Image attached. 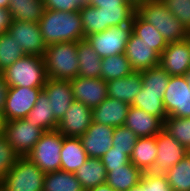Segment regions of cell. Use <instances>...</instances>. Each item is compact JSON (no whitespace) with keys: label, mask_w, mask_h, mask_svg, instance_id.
I'll list each match as a JSON object with an SVG mask.
<instances>
[{"label":"cell","mask_w":190,"mask_h":191,"mask_svg":"<svg viewBox=\"0 0 190 191\" xmlns=\"http://www.w3.org/2000/svg\"><path fill=\"white\" fill-rule=\"evenodd\" d=\"M8 34L12 36L26 55L43 57L47 46L43 41L38 23L13 20Z\"/></svg>","instance_id":"cell-12"},{"label":"cell","mask_w":190,"mask_h":191,"mask_svg":"<svg viewBox=\"0 0 190 191\" xmlns=\"http://www.w3.org/2000/svg\"><path fill=\"white\" fill-rule=\"evenodd\" d=\"M9 86L0 73V112H3L6 104V96Z\"/></svg>","instance_id":"cell-46"},{"label":"cell","mask_w":190,"mask_h":191,"mask_svg":"<svg viewBox=\"0 0 190 191\" xmlns=\"http://www.w3.org/2000/svg\"><path fill=\"white\" fill-rule=\"evenodd\" d=\"M60 169L75 173L89 158L79 137L63 136V145L60 152Z\"/></svg>","instance_id":"cell-22"},{"label":"cell","mask_w":190,"mask_h":191,"mask_svg":"<svg viewBox=\"0 0 190 191\" xmlns=\"http://www.w3.org/2000/svg\"><path fill=\"white\" fill-rule=\"evenodd\" d=\"M127 191H144V173L142 175V178L136 186L131 187Z\"/></svg>","instance_id":"cell-49"},{"label":"cell","mask_w":190,"mask_h":191,"mask_svg":"<svg viewBox=\"0 0 190 191\" xmlns=\"http://www.w3.org/2000/svg\"><path fill=\"white\" fill-rule=\"evenodd\" d=\"M132 32L146 42L152 45V49L159 55L167 47L168 43L159 31L149 22L145 21L137 12L132 19Z\"/></svg>","instance_id":"cell-28"},{"label":"cell","mask_w":190,"mask_h":191,"mask_svg":"<svg viewBox=\"0 0 190 191\" xmlns=\"http://www.w3.org/2000/svg\"><path fill=\"white\" fill-rule=\"evenodd\" d=\"M188 42L190 43V31H188V35H187V38Z\"/></svg>","instance_id":"cell-54"},{"label":"cell","mask_w":190,"mask_h":191,"mask_svg":"<svg viewBox=\"0 0 190 191\" xmlns=\"http://www.w3.org/2000/svg\"><path fill=\"white\" fill-rule=\"evenodd\" d=\"M126 1L132 4L135 8H137L139 5L144 4L149 0H126Z\"/></svg>","instance_id":"cell-51"},{"label":"cell","mask_w":190,"mask_h":191,"mask_svg":"<svg viewBox=\"0 0 190 191\" xmlns=\"http://www.w3.org/2000/svg\"><path fill=\"white\" fill-rule=\"evenodd\" d=\"M62 145L63 135L58 130L46 131L26 157L45 174L54 172L60 170Z\"/></svg>","instance_id":"cell-6"},{"label":"cell","mask_w":190,"mask_h":191,"mask_svg":"<svg viewBox=\"0 0 190 191\" xmlns=\"http://www.w3.org/2000/svg\"><path fill=\"white\" fill-rule=\"evenodd\" d=\"M132 34V23L110 27L103 32L90 34L85 39L101 58L125 53Z\"/></svg>","instance_id":"cell-7"},{"label":"cell","mask_w":190,"mask_h":191,"mask_svg":"<svg viewBox=\"0 0 190 191\" xmlns=\"http://www.w3.org/2000/svg\"><path fill=\"white\" fill-rule=\"evenodd\" d=\"M13 21L8 8H0V34L7 33Z\"/></svg>","instance_id":"cell-45"},{"label":"cell","mask_w":190,"mask_h":191,"mask_svg":"<svg viewBox=\"0 0 190 191\" xmlns=\"http://www.w3.org/2000/svg\"><path fill=\"white\" fill-rule=\"evenodd\" d=\"M108 97L132 104L142 89L141 71H133L130 75L106 82Z\"/></svg>","instance_id":"cell-21"},{"label":"cell","mask_w":190,"mask_h":191,"mask_svg":"<svg viewBox=\"0 0 190 191\" xmlns=\"http://www.w3.org/2000/svg\"><path fill=\"white\" fill-rule=\"evenodd\" d=\"M163 104L167 116L190 118V89L186 75L170 76Z\"/></svg>","instance_id":"cell-9"},{"label":"cell","mask_w":190,"mask_h":191,"mask_svg":"<svg viewBox=\"0 0 190 191\" xmlns=\"http://www.w3.org/2000/svg\"><path fill=\"white\" fill-rule=\"evenodd\" d=\"M137 137H153L163 129V122L156 116L130 105L124 123Z\"/></svg>","instance_id":"cell-20"},{"label":"cell","mask_w":190,"mask_h":191,"mask_svg":"<svg viewBox=\"0 0 190 191\" xmlns=\"http://www.w3.org/2000/svg\"><path fill=\"white\" fill-rule=\"evenodd\" d=\"M159 65L170 76H183L190 72V43L188 40L168 43L159 58Z\"/></svg>","instance_id":"cell-14"},{"label":"cell","mask_w":190,"mask_h":191,"mask_svg":"<svg viewBox=\"0 0 190 191\" xmlns=\"http://www.w3.org/2000/svg\"><path fill=\"white\" fill-rule=\"evenodd\" d=\"M165 175L173 191H190V152Z\"/></svg>","instance_id":"cell-34"},{"label":"cell","mask_w":190,"mask_h":191,"mask_svg":"<svg viewBox=\"0 0 190 191\" xmlns=\"http://www.w3.org/2000/svg\"><path fill=\"white\" fill-rule=\"evenodd\" d=\"M45 9L58 11H79L86 0H43Z\"/></svg>","instance_id":"cell-44"},{"label":"cell","mask_w":190,"mask_h":191,"mask_svg":"<svg viewBox=\"0 0 190 191\" xmlns=\"http://www.w3.org/2000/svg\"><path fill=\"white\" fill-rule=\"evenodd\" d=\"M9 87L43 88L46 68L43 57L25 55L1 72Z\"/></svg>","instance_id":"cell-4"},{"label":"cell","mask_w":190,"mask_h":191,"mask_svg":"<svg viewBox=\"0 0 190 191\" xmlns=\"http://www.w3.org/2000/svg\"><path fill=\"white\" fill-rule=\"evenodd\" d=\"M77 53L79 61L78 76L101 78L102 58L92 49V46L86 39L78 41Z\"/></svg>","instance_id":"cell-24"},{"label":"cell","mask_w":190,"mask_h":191,"mask_svg":"<svg viewBox=\"0 0 190 191\" xmlns=\"http://www.w3.org/2000/svg\"><path fill=\"white\" fill-rule=\"evenodd\" d=\"M141 79L142 91L161 92V95H164L170 75L160 65H157L150 69L142 70Z\"/></svg>","instance_id":"cell-35"},{"label":"cell","mask_w":190,"mask_h":191,"mask_svg":"<svg viewBox=\"0 0 190 191\" xmlns=\"http://www.w3.org/2000/svg\"><path fill=\"white\" fill-rule=\"evenodd\" d=\"M105 166L106 173L112 168H123L130 162V157L124 151L115 150L113 147L100 158Z\"/></svg>","instance_id":"cell-42"},{"label":"cell","mask_w":190,"mask_h":191,"mask_svg":"<svg viewBox=\"0 0 190 191\" xmlns=\"http://www.w3.org/2000/svg\"><path fill=\"white\" fill-rule=\"evenodd\" d=\"M102 32L110 27L131 24L136 8L132 4L102 5Z\"/></svg>","instance_id":"cell-29"},{"label":"cell","mask_w":190,"mask_h":191,"mask_svg":"<svg viewBox=\"0 0 190 191\" xmlns=\"http://www.w3.org/2000/svg\"><path fill=\"white\" fill-rule=\"evenodd\" d=\"M137 140V135L126 126L114 127L112 147L115 150L124 151L130 157Z\"/></svg>","instance_id":"cell-39"},{"label":"cell","mask_w":190,"mask_h":191,"mask_svg":"<svg viewBox=\"0 0 190 191\" xmlns=\"http://www.w3.org/2000/svg\"><path fill=\"white\" fill-rule=\"evenodd\" d=\"M82 18L84 39L90 34L102 32L100 7L89 6L87 3L79 10Z\"/></svg>","instance_id":"cell-38"},{"label":"cell","mask_w":190,"mask_h":191,"mask_svg":"<svg viewBox=\"0 0 190 191\" xmlns=\"http://www.w3.org/2000/svg\"><path fill=\"white\" fill-rule=\"evenodd\" d=\"M50 106L48 97L42 90L34 107L24 119L31 121L35 127L41 128L44 132L56 130L58 121L54 118L53 110Z\"/></svg>","instance_id":"cell-26"},{"label":"cell","mask_w":190,"mask_h":191,"mask_svg":"<svg viewBox=\"0 0 190 191\" xmlns=\"http://www.w3.org/2000/svg\"><path fill=\"white\" fill-rule=\"evenodd\" d=\"M42 90L43 88L9 87L3 111L6 122L26 118Z\"/></svg>","instance_id":"cell-11"},{"label":"cell","mask_w":190,"mask_h":191,"mask_svg":"<svg viewBox=\"0 0 190 191\" xmlns=\"http://www.w3.org/2000/svg\"><path fill=\"white\" fill-rule=\"evenodd\" d=\"M8 9L13 20L38 23L44 15L45 6L41 0H10Z\"/></svg>","instance_id":"cell-30"},{"label":"cell","mask_w":190,"mask_h":191,"mask_svg":"<svg viewBox=\"0 0 190 191\" xmlns=\"http://www.w3.org/2000/svg\"><path fill=\"white\" fill-rule=\"evenodd\" d=\"M38 25L46 46L84 39L82 18L79 11L68 12L45 9Z\"/></svg>","instance_id":"cell-1"},{"label":"cell","mask_w":190,"mask_h":191,"mask_svg":"<svg viewBox=\"0 0 190 191\" xmlns=\"http://www.w3.org/2000/svg\"><path fill=\"white\" fill-rule=\"evenodd\" d=\"M169 11L190 31V0H160Z\"/></svg>","instance_id":"cell-41"},{"label":"cell","mask_w":190,"mask_h":191,"mask_svg":"<svg viewBox=\"0 0 190 191\" xmlns=\"http://www.w3.org/2000/svg\"><path fill=\"white\" fill-rule=\"evenodd\" d=\"M131 106L138 107L146 113L158 117L162 122L167 118L161 92L142 91L141 89Z\"/></svg>","instance_id":"cell-33"},{"label":"cell","mask_w":190,"mask_h":191,"mask_svg":"<svg viewBox=\"0 0 190 191\" xmlns=\"http://www.w3.org/2000/svg\"><path fill=\"white\" fill-rule=\"evenodd\" d=\"M124 54L134 71H142L159 65L160 55L152 49V45L142 41L133 32L127 42Z\"/></svg>","instance_id":"cell-18"},{"label":"cell","mask_w":190,"mask_h":191,"mask_svg":"<svg viewBox=\"0 0 190 191\" xmlns=\"http://www.w3.org/2000/svg\"><path fill=\"white\" fill-rule=\"evenodd\" d=\"M19 157L20 156L7 141L6 136H0V185Z\"/></svg>","instance_id":"cell-40"},{"label":"cell","mask_w":190,"mask_h":191,"mask_svg":"<svg viewBox=\"0 0 190 191\" xmlns=\"http://www.w3.org/2000/svg\"><path fill=\"white\" fill-rule=\"evenodd\" d=\"M93 122L92 109L74 101L58 122L56 130L66 137H81Z\"/></svg>","instance_id":"cell-13"},{"label":"cell","mask_w":190,"mask_h":191,"mask_svg":"<svg viewBox=\"0 0 190 191\" xmlns=\"http://www.w3.org/2000/svg\"><path fill=\"white\" fill-rule=\"evenodd\" d=\"M188 82H189V89H190V72L186 75Z\"/></svg>","instance_id":"cell-53"},{"label":"cell","mask_w":190,"mask_h":191,"mask_svg":"<svg viewBox=\"0 0 190 191\" xmlns=\"http://www.w3.org/2000/svg\"><path fill=\"white\" fill-rule=\"evenodd\" d=\"M101 78L107 82L130 75L134 70L124 53L102 58Z\"/></svg>","instance_id":"cell-32"},{"label":"cell","mask_w":190,"mask_h":191,"mask_svg":"<svg viewBox=\"0 0 190 191\" xmlns=\"http://www.w3.org/2000/svg\"><path fill=\"white\" fill-rule=\"evenodd\" d=\"M74 174L85 191L106 183L107 173L100 158L89 157Z\"/></svg>","instance_id":"cell-27"},{"label":"cell","mask_w":190,"mask_h":191,"mask_svg":"<svg viewBox=\"0 0 190 191\" xmlns=\"http://www.w3.org/2000/svg\"><path fill=\"white\" fill-rule=\"evenodd\" d=\"M156 136L139 137L133 147L130 162L138 167L143 173L151 172L157 157Z\"/></svg>","instance_id":"cell-23"},{"label":"cell","mask_w":190,"mask_h":191,"mask_svg":"<svg viewBox=\"0 0 190 191\" xmlns=\"http://www.w3.org/2000/svg\"><path fill=\"white\" fill-rule=\"evenodd\" d=\"M25 55L23 49L8 32L0 34V73Z\"/></svg>","instance_id":"cell-37"},{"label":"cell","mask_w":190,"mask_h":191,"mask_svg":"<svg viewBox=\"0 0 190 191\" xmlns=\"http://www.w3.org/2000/svg\"><path fill=\"white\" fill-rule=\"evenodd\" d=\"M114 127L92 122L80 137L85 152L90 158H101L112 147Z\"/></svg>","instance_id":"cell-16"},{"label":"cell","mask_w":190,"mask_h":191,"mask_svg":"<svg viewBox=\"0 0 190 191\" xmlns=\"http://www.w3.org/2000/svg\"><path fill=\"white\" fill-rule=\"evenodd\" d=\"M86 191H114L107 183L90 188Z\"/></svg>","instance_id":"cell-48"},{"label":"cell","mask_w":190,"mask_h":191,"mask_svg":"<svg viewBox=\"0 0 190 191\" xmlns=\"http://www.w3.org/2000/svg\"><path fill=\"white\" fill-rule=\"evenodd\" d=\"M144 191H173L165 174L144 172Z\"/></svg>","instance_id":"cell-43"},{"label":"cell","mask_w":190,"mask_h":191,"mask_svg":"<svg viewBox=\"0 0 190 191\" xmlns=\"http://www.w3.org/2000/svg\"><path fill=\"white\" fill-rule=\"evenodd\" d=\"M86 3L89 6L100 7V8H102V5L130 4L126 0H86Z\"/></svg>","instance_id":"cell-47"},{"label":"cell","mask_w":190,"mask_h":191,"mask_svg":"<svg viewBox=\"0 0 190 191\" xmlns=\"http://www.w3.org/2000/svg\"><path fill=\"white\" fill-rule=\"evenodd\" d=\"M136 12L152 24L167 43L186 40L188 31L160 0L139 5Z\"/></svg>","instance_id":"cell-3"},{"label":"cell","mask_w":190,"mask_h":191,"mask_svg":"<svg viewBox=\"0 0 190 191\" xmlns=\"http://www.w3.org/2000/svg\"><path fill=\"white\" fill-rule=\"evenodd\" d=\"M78 41L47 45L43 55L48 78L71 80L78 76Z\"/></svg>","instance_id":"cell-2"},{"label":"cell","mask_w":190,"mask_h":191,"mask_svg":"<svg viewBox=\"0 0 190 191\" xmlns=\"http://www.w3.org/2000/svg\"><path fill=\"white\" fill-rule=\"evenodd\" d=\"M43 191H85L74 173L57 170L46 173Z\"/></svg>","instance_id":"cell-31"},{"label":"cell","mask_w":190,"mask_h":191,"mask_svg":"<svg viewBox=\"0 0 190 191\" xmlns=\"http://www.w3.org/2000/svg\"><path fill=\"white\" fill-rule=\"evenodd\" d=\"M143 172L134 164L129 162L123 168H112L107 173L106 183L114 191H127L139 184Z\"/></svg>","instance_id":"cell-25"},{"label":"cell","mask_w":190,"mask_h":191,"mask_svg":"<svg viewBox=\"0 0 190 191\" xmlns=\"http://www.w3.org/2000/svg\"><path fill=\"white\" fill-rule=\"evenodd\" d=\"M45 173L29 158L19 157L0 185L4 191H43Z\"/></svg>","instance_id":"cell-5"},{"label":"cell","mask_w":190,"mask_h":191,"mask_svg":"<svg viewBox=\"0 0 190 191\" xmlns=\"http://www.w3.org/2000/svg\"><path fill=\"white\" fill-rule=\"evenodd\" d=\"M43 91L48 97L54 118L59 122L66 110L75 101L70 80L47 78Z\"/></svg>","instance_id":"cell-17"},{"label":"cell","mask_w":190,"mask_h":191,"mask_svg":"<svg viewBox=\"0 0 190 191\" xmlns=\"http://www.w3.org/2000/svg\"><path fill=\"white\" fill-rule=\"evenodd\" d=\"M10 0H0V8H8Z\"/></svg>","instance_id":"cell-52"},{"label":"cell","mask_w":190,"mask_h":191,"mask_svg":"<svg viewBox=\"0 0 190 191\" xmlns=\"http://www.w3.org/2000/svg\"><path fill=\"white\" fill-rule=\"evenodd\" d=\"M130 105L124 101L107 97L102 103L92 109L93 122L112 127L123 126Z\"/></svg>","instance_id":"cell-19"},{"label":"cell","mask_w":190,"mask_h":191,"mask_svg":"<svg viewBox=\"0 0 190 191\" xmlns=\"http://www.w3.org/2000/svg\"><path fill=\"white\" fill-rule=\"evenodd\" d=\"M157 157L153 169L154 174H165L190 151L162 129L156 135Z\"/></svg>","instance_id":"cell-10"},{"label":"cell","mask_w":190,"mask_h":191,"mask_svg":"<svg viewBox=\"0 0 190 191\" xmlns=\"http://www.w3.org/2000/svg\"><path fill=\"white\" fill-rule=\"evenodd\" d=\"M43 133L41 128L23 118L6 122L4 135L17 154L26 157Z\"/></svg>","instance_id":"cell-8"},{"label":"cell","mask_w":190,"mask_h":191,"mask_svg":"<svg viewBox=\"0 0 190 191\" xmlns=\"http://www.w3.org/2000/svg\"><path fill=\"white\" fill-rule=\"evenodd\" d=\"M6 126V119L3 112H0V136L4 135Z\"/></svg>","instance_id":"cell-50"},{"label":"cell","mask_w":190,"mask_h":191,"mask_svg":"<svg viewBox=\"0 0 190 191\" xmlns=\"http://www.w3.org/2000/svg\"><path fill=\"white\" fill-rule=\"evenodd\" d=\"M74 100L93 109L107 97V84L102 78L77 76L70 80Z\"/></svg>","instance_id":"cell-15"},{"label":"cell","mask_w":190,"mask_h":191,"mask_svg":"<svg viewBox=\"0 0 190 191\" xmlns=\"http://www.w3.org/2000/svg\"><path fill=\"white\" fill-rule=\"evenodd\" d=\"M163 129L190 151V118L167 116Z\"/></svg>","instance_id":"cell-36"}]
</instances>
